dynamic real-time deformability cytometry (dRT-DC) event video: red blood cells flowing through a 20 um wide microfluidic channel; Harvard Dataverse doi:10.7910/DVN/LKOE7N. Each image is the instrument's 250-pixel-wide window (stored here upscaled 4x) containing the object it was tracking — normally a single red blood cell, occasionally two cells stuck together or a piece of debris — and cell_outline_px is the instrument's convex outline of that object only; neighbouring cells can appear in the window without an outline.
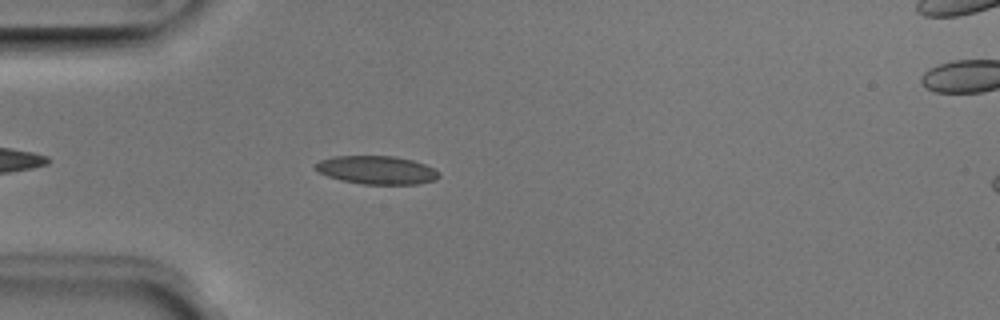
{"species": "Egyptian fruit bat (a non-hibernating species)", "species_latin": "Rousettus aegyptiacus", "temperature_condition": "room temperature", "stored_images_in_passage": 25, "camera_frame_rate_fps": 3000, "um_per_image_px": 0.085, "animal": {"sex": "male"}, "frame": {"image": 1, "passage_image": 5, "time_ms": 1.333, "image_size_px": [1000, 320], "cell_outline_px": [[440, 176], [436, 180], [416, 184], [364, 184], [340, 180], [328, 176], [312, 168], [312, 164], [320, 160], [332, 156], [396, 156], [412, 160], [436, 168], [440, 172]], "centroid_in_image_um": [32.01, 14.44], "position_along_channel_um": 53.0, "area_um2": 20.63}}
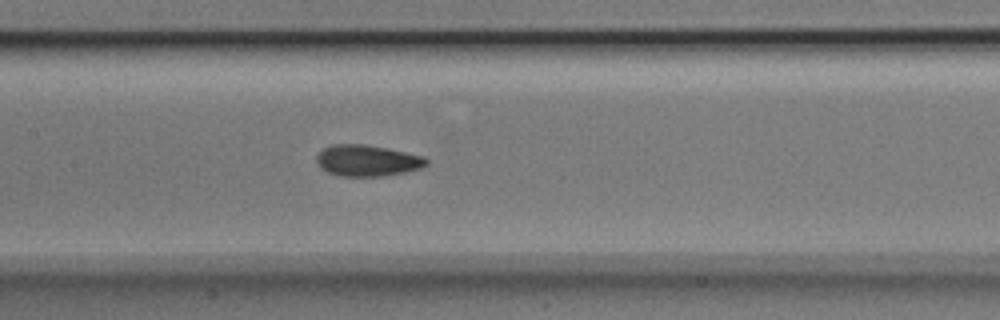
{"frame": {"image": 2, "passage_image": 15, "time_ms": 4.667, "image_size_px": [1000, 320], "cell_outline_px": [[428, 164], [420, 168], [404, 172], [380, 176], [340, 176], [328, 172], [320, 168], [316, 164], [316, 156], [324, 148], [332, 144], [364, 144], [388, 148], [424, 156], [428, 160]], "centroid_in_image_um": [31.2, 13.64], "position_along_channel_um": 176.2, "area_um2": 20.06}}
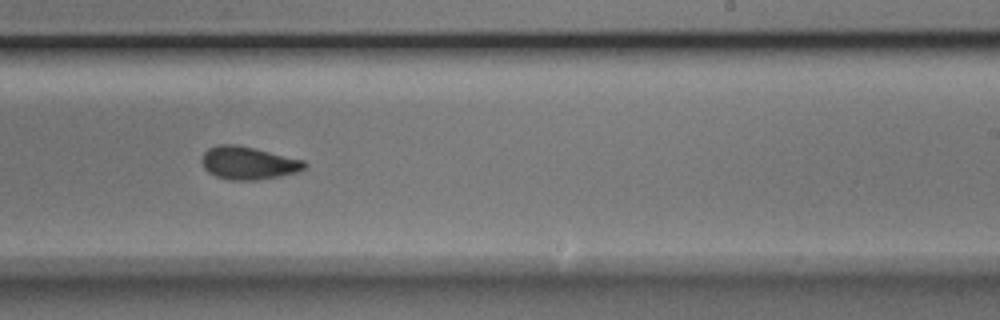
{"frame": {"image": 3, "passage_image": 22, "time_ms": 7.0, "image_size_px": [1000, 320], "cell_outline_px": [[308, 164], [304, 168], [296, 172], [280, 176], [256, 180], [232, 180], [216, 176], [208, 172], [204, 168], [204, 152], [208, 148], [216, 144], [236, 144], [256, 148], [304, 160]], "centroid_in_image_um": [21.13, 13.84], "position_along_channel_um": 267.9, "area_um2": 19.59}}